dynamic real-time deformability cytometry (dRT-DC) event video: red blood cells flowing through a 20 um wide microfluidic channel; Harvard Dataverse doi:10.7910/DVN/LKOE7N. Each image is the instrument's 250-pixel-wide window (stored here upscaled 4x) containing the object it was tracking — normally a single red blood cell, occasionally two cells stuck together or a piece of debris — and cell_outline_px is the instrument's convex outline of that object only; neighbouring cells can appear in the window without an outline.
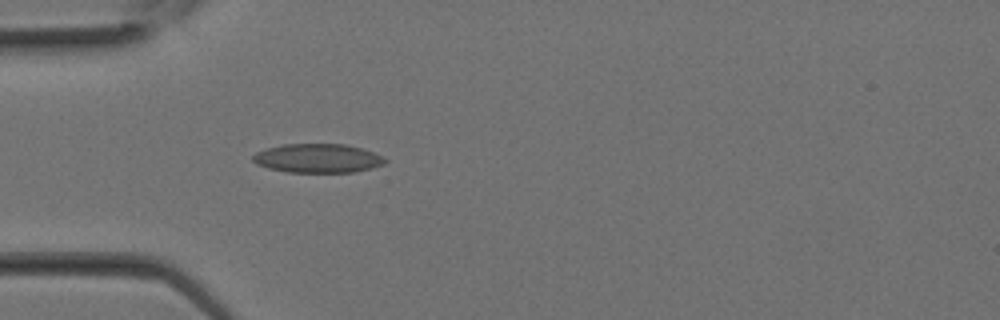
{"species": "Egyptian fruit bat (a non-hibernating species)", "species_latin": "Rousettus aegyptiacus", "temperature_condition": "room temperature", "stored_images_in_passage": 21, "camera_frame_rate_fps": 3000, "um_per_image_px": 0.085, "animal": {"sex": "female"}, "frame": {"image": 1, "passage_image": 1, "time_ms": 0.0, "image_size_px": [1000, 320], "cell_outline_px": [[388, 160], [384, 164], [372, 168], [352, 172], [288, 172], [268, 168], [256, 164], [252, 160], [252, 156], [256, 152], [268, 148], [284, 144], [344, 144], [360, 148], [384, 156]], "centroid_in_image_um": [27.01, 13.45], "position_along_channel_um": 58.0, "area_um2": 22.25}}
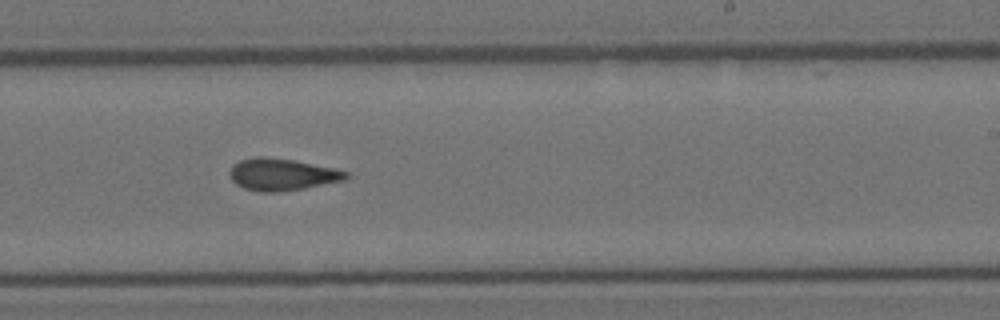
{"frame": {"image": 2, "passage_image": 10, "time_ms": 3.0, "image_size_px": [1000, 320], "cell_outline_px": [[348, 176], [344, 180], [304, 188], [280, 192], [260, 192], [244, 188], [236, 184], [232, 180], [228, 172], [232, 164], [240, 160], [256, 156], [264, 156], [292, 160], [332, 168], [348, 172]], "centroid_in_image_um": [23.9, 14.83], "position_along_channel_um": 265.1, "area_um2": 21.56}}
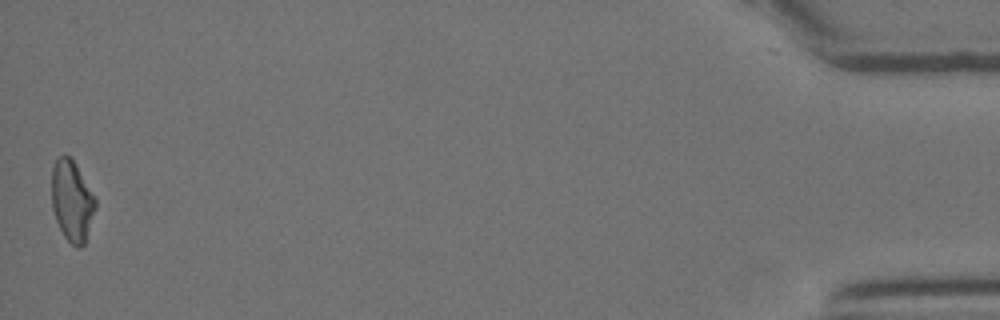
{"frame": {"image": 3, "passage_image": 21, "time_ms": 6.667, "image_size_px": [1000, 320], "cell_outline_px": [[96, 208], [84, 244], [80, 248], [76, 248], [64, 236], [56, 220], [52, 208], [52, 168], [56, 160], [64, 152], [76, 164], [96, 200]], "centroid_in_image_um": [6.11, 17.07], "position_along_channel_um": 429.1, "area_um2": 20.46}}